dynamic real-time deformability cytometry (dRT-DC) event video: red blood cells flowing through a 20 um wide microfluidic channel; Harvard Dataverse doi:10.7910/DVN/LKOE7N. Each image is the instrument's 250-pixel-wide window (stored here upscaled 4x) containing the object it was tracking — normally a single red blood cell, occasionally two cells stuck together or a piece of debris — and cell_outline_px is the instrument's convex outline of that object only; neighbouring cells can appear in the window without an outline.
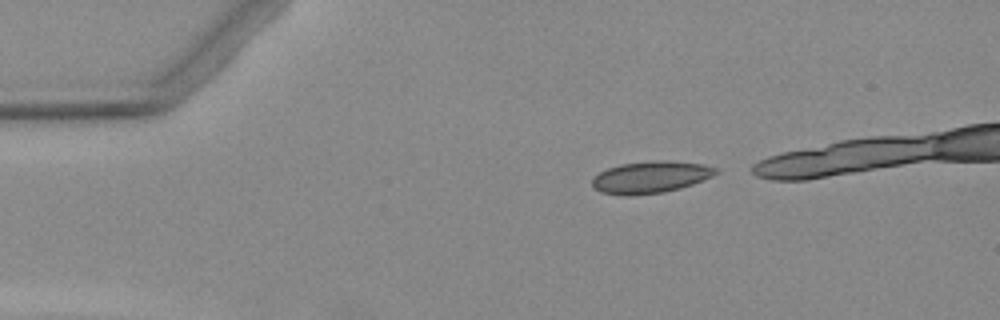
{"species": "Egyptian fruit bat (a non-hibernating species)", "species_latin": "Rousettus aegyptiacus", "temperature_condition": "warm", "stored_images_in_passage": 9, "camera_frame_rate_fps": 3000, "um_per_image_px": 0.085, "animal": {"sex": "female"}, "frame": {"image": 1, "passage_image": 1, "time_ms": 0.0, "image_size_px": [1000, 320], "cell_outline_px": [[720, 172], [712, 176], [692, 184], [680, 188], [664, 192], [628, 196], [600, 192], [592, 184], [592, 180], [600, 172], [608, 168], [620, 164], [652, 160], [668, 160], [704, 164], [716, 168]], "centroid_in_image_um": [55.32, 15.05], "position_along_channel_um": 29.7, "area_um2": 22.95}}
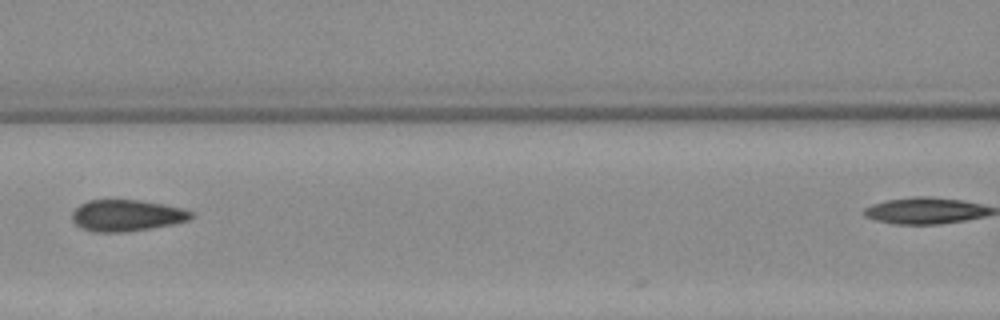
{"frame": {"image": 2, "passage_image": 5, "time_ms": 4.667, "image_size_px": [1000, 320], "cell_outline_px": [[192, 216], [188, 220], [172, 224], [148, 228], [120, 232], [92, 232], [80, 228], [72, 220], [72, 212], [80, 204], [88, 200], [140, 200], [180, 208], [192, 212]], "centroid_in_image_um": [10.69, 18.31], "position_along_channel_um": 155.9, "area_um2": 21.5}}